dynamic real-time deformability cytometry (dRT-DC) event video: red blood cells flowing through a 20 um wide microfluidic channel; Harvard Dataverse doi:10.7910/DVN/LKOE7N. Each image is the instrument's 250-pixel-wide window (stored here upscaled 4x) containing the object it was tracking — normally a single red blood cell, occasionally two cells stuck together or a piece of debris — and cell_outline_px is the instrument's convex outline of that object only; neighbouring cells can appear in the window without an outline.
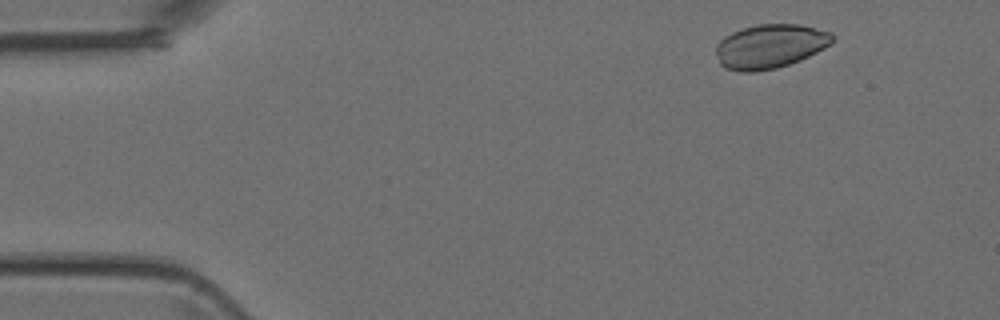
{"species": "Egyptian fruit bat (a non-hibernating species)", "species_latin": "Rousettus aegyptiacus", "temperature_condition": "room temperature", "stored_images_in_passage": 4, "camera_frame_rate_fps": 3000, "um_per_image_px": 0.085, "animal": {"sex": "female"}, "frame": {"image": 1, "passage_image": 1, "time_ms": 0.0, "image_size_px": [1000, 320], "cell_outline_px": [[836, 40], [832, 44], [800, 60], [776, 68], [756, 72], [740, 72], [724, 68], [720, 64], [716, 52], [716, 44], [724, 36], [732, 32], [756, 24], [800, 24], [832, 32], [836, 36]], "centroid_in_image_um": [65.47, 3.93], "position_along_channel_um": 19.5, "area_um2": 30.23}}